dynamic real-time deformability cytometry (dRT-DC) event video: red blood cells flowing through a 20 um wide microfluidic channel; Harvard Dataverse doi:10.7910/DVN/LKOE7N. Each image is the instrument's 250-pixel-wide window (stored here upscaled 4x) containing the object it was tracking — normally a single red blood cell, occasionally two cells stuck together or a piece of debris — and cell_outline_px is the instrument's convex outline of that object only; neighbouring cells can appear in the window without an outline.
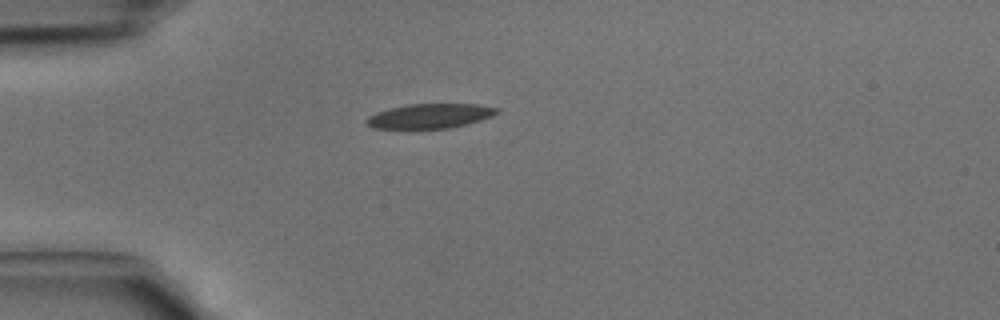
{"species": "common noctule bat (a hibernating species)", "species_latin": "Nyctalus noctula", "temperature_condition": "cold", "stored_images_in_passage": 3, "camera_frame_rate_fps": 3000, "um_per_image_px": 0.085, "animal": {"sex": "male", "body_mass_g": 15.6}, "frame": {"image": 1, "passage_image": 3, "time_ms": 0.667, "image_size_px": [1000, 320], "cell_outline_px": [[500, 112], [492, 116], [468, 124], [448, 128], [372, 128], [364, 120], [368, 116], [376, 112], [388, 108], [408, 104], [476, 104], [500, 108]], "centroid_in_image_um": [36.55, 9.85], "position_along_channel_um": 48.4, "area_um2": 18.73}}